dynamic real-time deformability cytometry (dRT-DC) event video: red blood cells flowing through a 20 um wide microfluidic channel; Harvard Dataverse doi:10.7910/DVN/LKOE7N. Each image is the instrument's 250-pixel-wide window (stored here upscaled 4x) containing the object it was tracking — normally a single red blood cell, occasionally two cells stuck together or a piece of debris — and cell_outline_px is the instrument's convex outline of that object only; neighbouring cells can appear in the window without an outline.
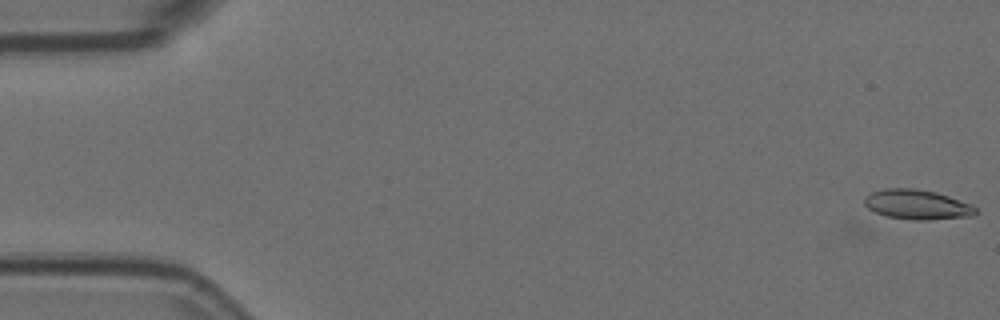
{"species": "Egyptian fruit bat (a non-hibernating species)", "species_latin": "Rousettus aegyptiacus", "temperature_condition": "room temperature", "stored_images_in_passage": 5, "camera_frame_rate_fps": 3000, "um_per_image_px": 0.085, "animal": {"sex": "female"}, "frame": {"image": 1, "passage_image": 1, "time_ms": 0.0, "image_size_px": [1000, 320], "cell_outline_px": [[980, 212], [976, 216], [928, 220], [912, 220], [888, 216], [876, 212], [868, 208], [864, 204], [864, 196], [872, 192], [884, 188], [916, 188], [936, 192], [972, 204]], "centroid_in_image_um": [78.0, 17.39], "position_along_channel_um": 7.0, "area_um2": 19.54}}
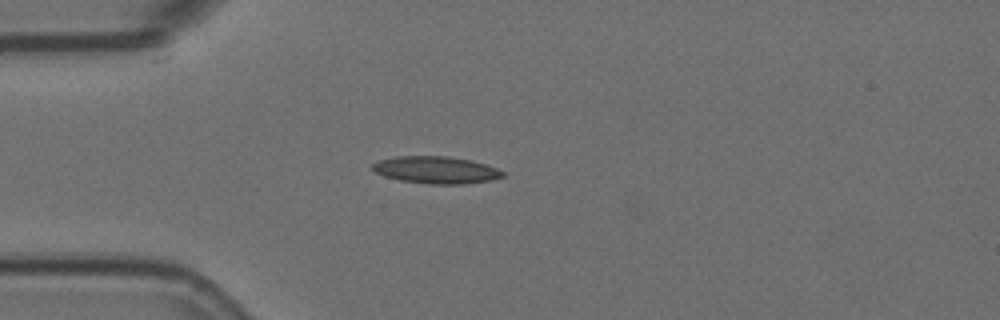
{"frame": {"image": 2, "passage_image": 5, "time_ms": 1.333, "image_size_px": [1000, 320], "cell_outline_px": [[504, 176], [492, 180], [464, 184], [428, 184], [400, 180], [384, 176], [376, 172], [372, 168], [372, 164], [380, 160], [396, 156], [448, 156], [472, 160], [496, 168], [504, 172]], "centroid_in_image_um": [37.07, 14.44], "position_along_channel_um": 47.9, "area_um2": 20.58}}